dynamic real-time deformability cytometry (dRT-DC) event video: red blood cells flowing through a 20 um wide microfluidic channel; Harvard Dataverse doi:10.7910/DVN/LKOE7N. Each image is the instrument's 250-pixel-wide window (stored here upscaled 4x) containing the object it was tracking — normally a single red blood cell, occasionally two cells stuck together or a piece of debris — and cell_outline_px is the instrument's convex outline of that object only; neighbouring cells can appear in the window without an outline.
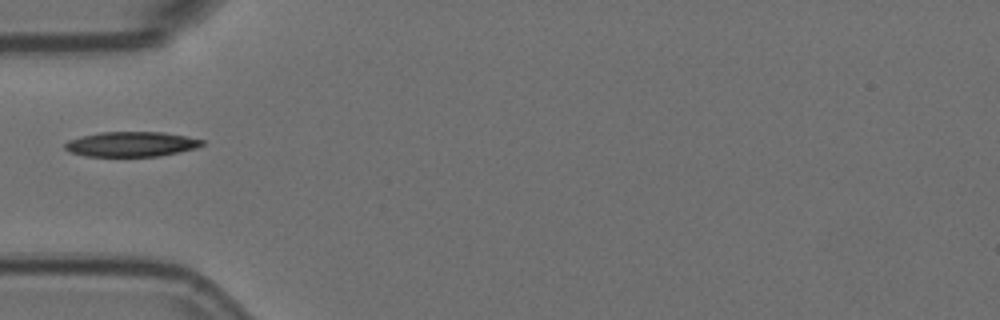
{"species": "Egyptian fruit bat (a non-hibernating species)", "species_latin": "Rousettus aegyptiacus", "temperature_condition": "room temperature", "stored_images_in_passage": 3, "camera_frame_rate_fps": 3000, "um_per_image_px": 0.085, "animal": {"sex": "female"}, "frame": {"image": 1, "passage_image": 2, "time_ms": 0.333, "image_size_px": [1000, 320], "cell_outline_px": [[204, 144], [196, 148], [160, 156], [84, 156], [68, 152], [64, 148], [64, 144], [68, 140], [100, 132], [164, 132], [204, 140]], "centroid_in_image_um": [11.14, 12.26], "position_along_channel_um": 73.9, "area_um2": 19.88}}
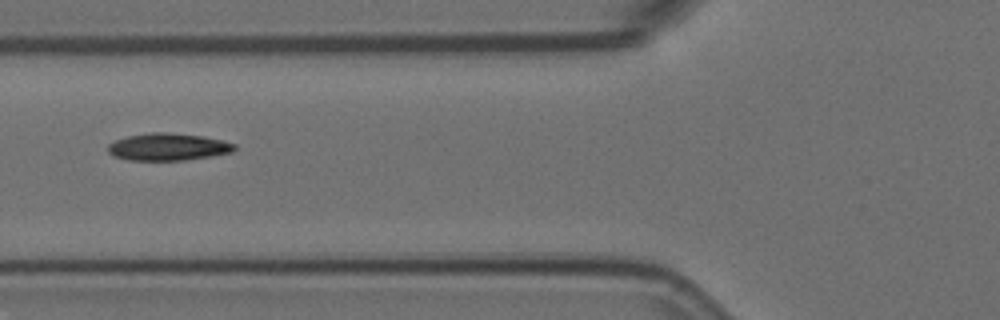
{"frame": {"image": 2, "passage_image": 3, "time_ms": 0.667, "image_size_px": [1000, 320], "cell_outline_px": [[236, 148], [232, 152], [212, 156], [184, 160], [128, 160], [112, 156], [108, 152], [108, 144], [116, 140], [128, 136], [152, 132], [164, 132], [204, 136], [224, 140], [236, 144]], "centroid_in_image_um": [14.3, 12.48], "position_along_channel_um": 111.5, "area_um2": 20.17}}